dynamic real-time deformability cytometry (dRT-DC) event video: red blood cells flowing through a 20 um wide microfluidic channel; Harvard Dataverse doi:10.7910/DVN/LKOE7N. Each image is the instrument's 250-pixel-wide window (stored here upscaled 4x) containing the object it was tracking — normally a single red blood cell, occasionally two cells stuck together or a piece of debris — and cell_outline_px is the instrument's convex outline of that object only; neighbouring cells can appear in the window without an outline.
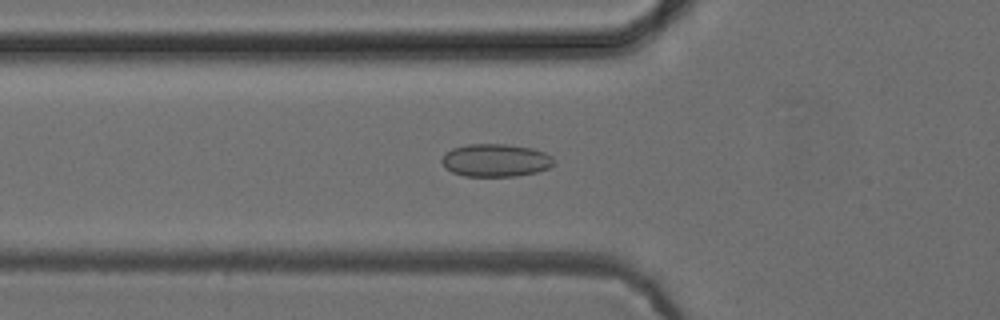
{"species": "common noctule bat (a hibernating species)", "species_latin": "Nyctalus noctula", "temperature_condition": "cold", "stored_images_in_passage": 52, "camera_frame_rate_fps": 3000, "um_per_image_px": 0.085, "animal": {"sex": "female", "body_mass_g": 24.6, "forearm_length_mm": 56.2}, "frame": {"image": 1, "passage_image": 18, "time_ms": 5.667, "image_size_px": [1000, 320], "cell_outline_px": [[556, 164], [548, 168], [536, 172], [516, 176], [464, 176], [452, 172], [444, 168], [440, 160], [444, 152], [452, 148], [468, 144], [508, 144], [532, 148], [544, 152], [552, 156]], "centroid_in_image_um": [42.1, 13.62], "position_along_channel_um": 83.7, "area_um2": 21.73}}
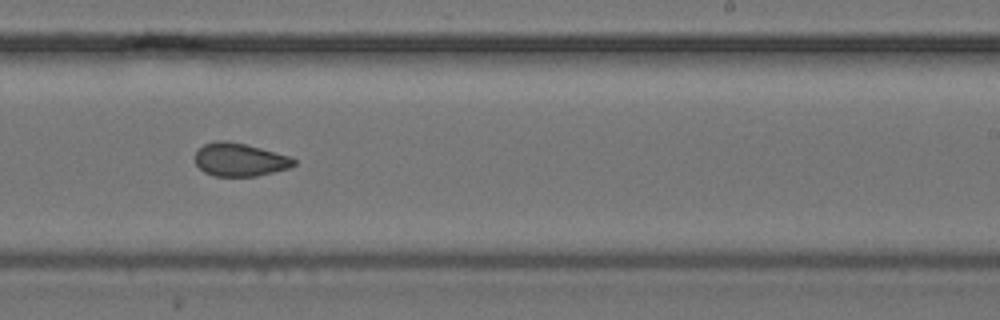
{"frame": {"image": 2, "passage_image": 32, "time_ms": 10.333, "image_size_px": [1000, 320], "cell_outline_px": [[296, 164], [288, 168], [256, 176], [212, 176], [204, 172], [196, 164], [196, 152], [204, 144], [216, 140], [224, 140], [248, 144], [292, 156], [296, 160]], "centroid_in_image_um": [20.4, 13.56], "position_along_channel_um": 268.6, "area_um2": 19.25}}
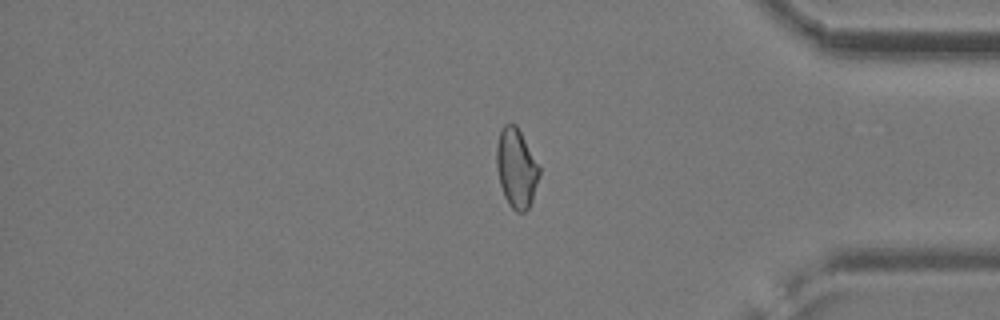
{"frame": {"image": 3, "passage_image": 43, "time_ms": 14.0, "image_size_px": [1000, 320], "cell_outline_px": [[540, 172], [532, 200], [528, 208], [524, 212], [516, 212], [508, 204], [504, 196], [500, 184], [496, 168], [496, 148], [500, 132], [504, 124], [516, 124], [540, 168]], "centroid_in_image_um": [43.87, 14.31], "position_along_channel_um": 391.3, "area_um2": 19.54}, "authors_computed_cell_mechanics": {"area_um2": 20.2589, "velocity_mm_per_s": 3.9534, "shape_relaxation_time_tau1_ms": null, "shape_relaxation_time_tau2_ms": 2.0594, "deformation_change_tau1": null, "deformation_change_tau2": 0.0671}}